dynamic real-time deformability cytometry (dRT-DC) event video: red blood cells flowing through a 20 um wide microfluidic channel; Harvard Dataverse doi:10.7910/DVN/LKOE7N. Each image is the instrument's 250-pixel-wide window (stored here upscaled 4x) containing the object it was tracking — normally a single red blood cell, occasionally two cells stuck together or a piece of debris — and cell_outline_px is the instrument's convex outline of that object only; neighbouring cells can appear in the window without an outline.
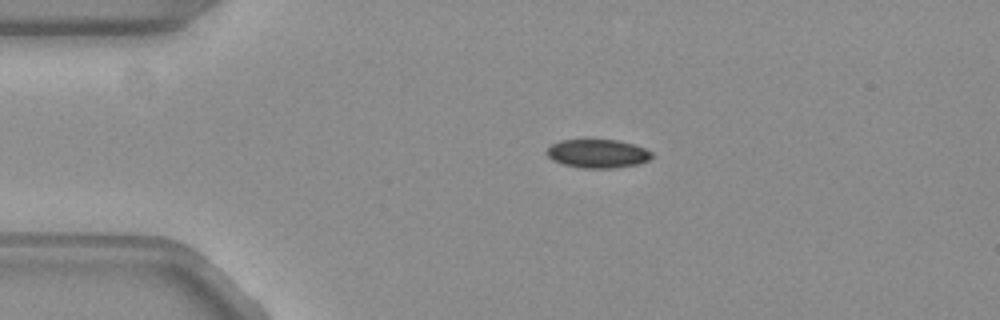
{"species": "common noctule bat (a hibernating species)", "species_latin": "Nyctalus noctula", "temperature_condition": "warm", "stored_images_in_passage": 9, "camera_frame_rate_fps": 3000, "um_per_image_px": 0.085, "animal": {"sex": "female", "body_mass_g": 19.3, "forearm_length_mm": 54.1}, "frame": {"image": 1, "passage_image": 3, "time_ms": 0.667, "image_size_px": [1000, 320], "cell_outline_px": [[652, 156], [648, 160], [636, 164], [612, 168], [580, 168], [564, 164], [552, 160], [548, 156], [548, 148], [552, 144], [560, 140], [616, 140], [632, 144], [644, 148], [652, 152]], "centroid_in_image_um": [50.79, 13.06], "position_along_channel_um": 34.2, "area_um2": 17.22}}